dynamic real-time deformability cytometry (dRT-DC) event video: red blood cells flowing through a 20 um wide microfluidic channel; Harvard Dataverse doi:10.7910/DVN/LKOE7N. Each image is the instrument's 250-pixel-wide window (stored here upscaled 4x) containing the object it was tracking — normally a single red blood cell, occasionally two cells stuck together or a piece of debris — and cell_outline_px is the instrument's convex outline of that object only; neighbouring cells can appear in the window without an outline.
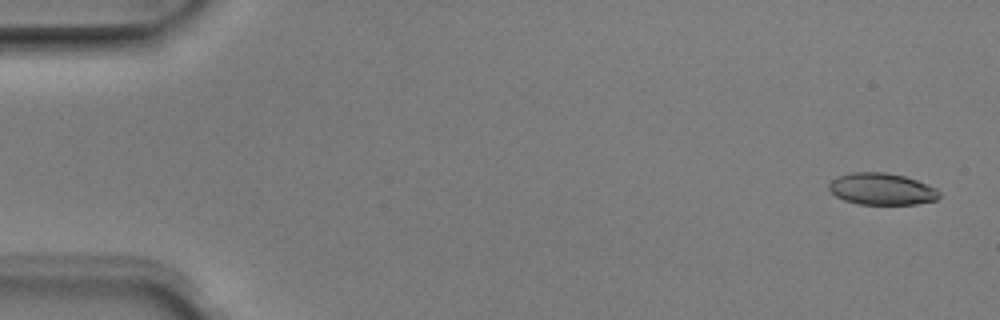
{"species": "Egyptian fruit bat (a non-hibernating species)", "species_latin": "Rousettus aegyptiacus", "temperature_condition": "room temperature", "stored_images_in_passage": 5, "camera_frame_rate_fps": 3000, "um_per_image_px": 0.085, "animal": {"sex": "male"}, "frame": {"image": 1, "passage_image": 1, "time_ms": 0.0, "image_size_px": [1000, 320], "cell_outline_px": [[940, 196], [936, 200], [916, 204], [860, 204], [844, 200], [836, 196], [828, 188], [828, 184], [832, 180], [840, 176], [852, 172], [888, 172], [904, 176], [916, 180], [936, 188], [940, 192]], "centroid_in_image_um": [74.96, 16.06], "position_along_channel_um": 10.0, "area_um2": 20.35}}
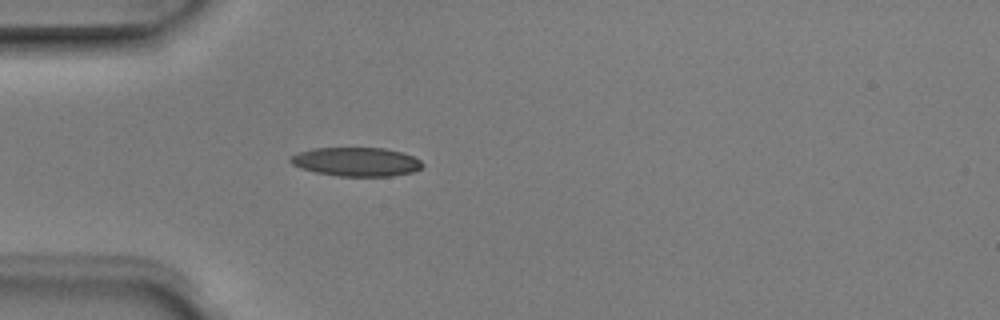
{"frame": {"image": 2, "passage_image": 5, "time_ms": 1.333, "image_size_px": [1000, 320], "cell_outline_px": [[424, 164], [420, 168], [412, 172], [392, 176], [336, 176], [316, 172], [300, 168], [292, 164], [288, 160], [296, 152], [312, 148], [384, 148], [400, 152], [412, 156], [420, 160]], "centroid_in_image_um": [30.25, 13.75], "position_along_channel_um": 54.8, "area_um2": 22.2}}